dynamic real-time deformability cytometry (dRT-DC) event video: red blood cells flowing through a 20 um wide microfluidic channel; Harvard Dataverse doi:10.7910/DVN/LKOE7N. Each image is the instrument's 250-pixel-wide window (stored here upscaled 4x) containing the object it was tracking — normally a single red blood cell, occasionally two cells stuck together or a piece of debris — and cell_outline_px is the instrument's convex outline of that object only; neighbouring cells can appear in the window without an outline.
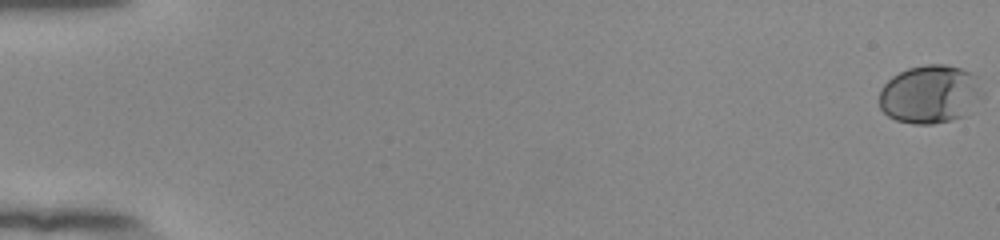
{"species": "human", "species_latin": "Homo sapiens", "temperature_condition": "room temperature", "stored_images_in_passage": 55, "camera_frame_rate_fps": 3000, "um_per_image_px": 0.085, "donor": {"sex": "female"}, "frame": {"image": 1, "passage_image": 1, "time_ms": 0.0, "image_size_px": [1000, 240], "cell_outline_px": [[984, 96], [964, 116], [952, 120], [932, 124], [912, 124], [896, 120], [888, 116], [880, 108], [880, 88], [892, 76], [908, 68], [928, 64], [944, 64], [960, 68], [972, 72], [976, 76], [984, 92]], "centroid_in_image_um": [79.08, 8.01], "position_along_channel_um": 5.9, "area_um2": 35.43}}
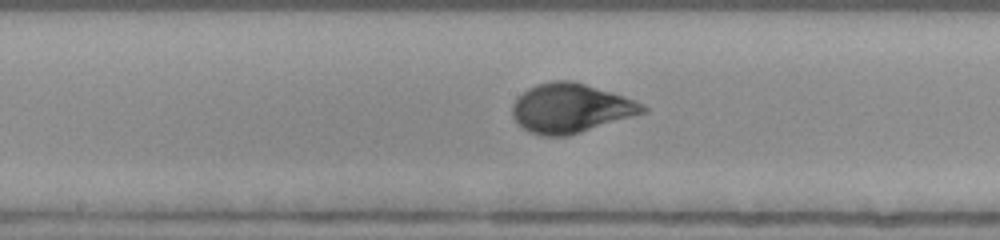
{"frame": {"image": 2, "passage_image": 31, "time_ms": 10.0, "image_size_px": [1000, 240], "cell_outline_px": [[648, 112], [568, 136], [540, 136], [528, 132], [512, 116], [512, 104], [516, 96], [528, 88], [536, 84], [552, 80], [572, 80], [612, 92], [624, 96], [644, 104], [648, 108]], "centroid_in_image_um": [48.5, 9.19], "position_along_channel_um": 199.7, "area_um2": 37.74}}
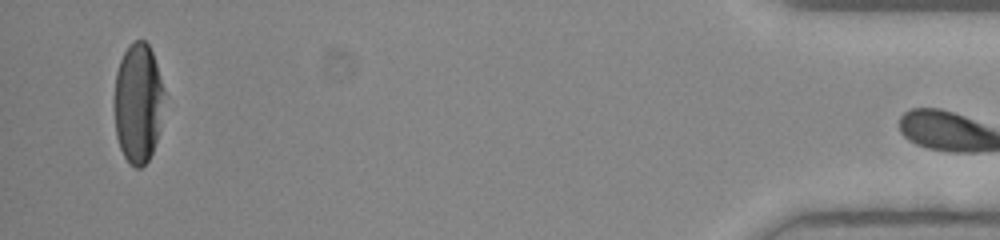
{"frame": {"image": 3, "passage_image": 54, "time_ms": 17.667, "image_size_px": [1000, 240], "cell_outline_px": [[164, 92], [156, 140], [152, 152], [148, 160], [140, 168], [136, 168], [124, 156], [120, 148], [116, 136], [116, 72], [120, 60], [128, 44], [136, 40], [144, 40], [148, 44], [152, 52], [164, 88]], "centroid_in_image_um": [11.73, 8.72], "position_along_channel_um": 423.5, "area_um2": 33.99}}